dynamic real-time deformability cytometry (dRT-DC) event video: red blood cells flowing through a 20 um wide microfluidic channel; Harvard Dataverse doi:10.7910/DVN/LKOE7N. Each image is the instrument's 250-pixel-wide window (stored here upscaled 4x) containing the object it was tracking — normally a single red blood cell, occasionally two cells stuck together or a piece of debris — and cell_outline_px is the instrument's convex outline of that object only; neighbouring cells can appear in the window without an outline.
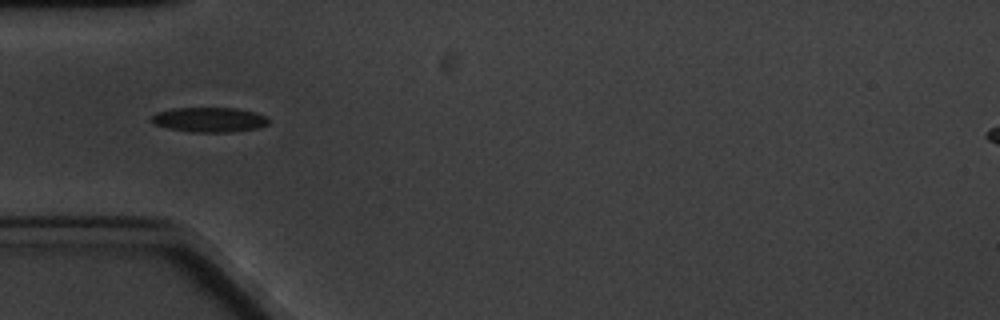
{"species": "common noctule bat (a hibernating species)", "species_latin": "Nyctalus noctula", "temperature_condition": "cold", "stored_images_in_passage": 6, "camera_frame_rate_fps": 3000, "um_per_image_px": 0.085, "animal": {"sex": "male", "body_mass_g": 20.1, "forearm_length_mm": 53.5}, "frame": {"image": 1, "passage_image": 5, "time_ms": 4.667, "image_size_px": [1000, 320], "cell_outline_px": [[268, 124], [256, 128], [232, 132], [192, 132], [168, 128], [152, 124], [148, 120], [156, 112], [172, 108], [232, 108], [252, 112], [264, 116], [268, 120]], "centroid_in_image_um": [17.69, 10.18], "position_along_channel_um": 67.3, "area_um2": 16.82}}